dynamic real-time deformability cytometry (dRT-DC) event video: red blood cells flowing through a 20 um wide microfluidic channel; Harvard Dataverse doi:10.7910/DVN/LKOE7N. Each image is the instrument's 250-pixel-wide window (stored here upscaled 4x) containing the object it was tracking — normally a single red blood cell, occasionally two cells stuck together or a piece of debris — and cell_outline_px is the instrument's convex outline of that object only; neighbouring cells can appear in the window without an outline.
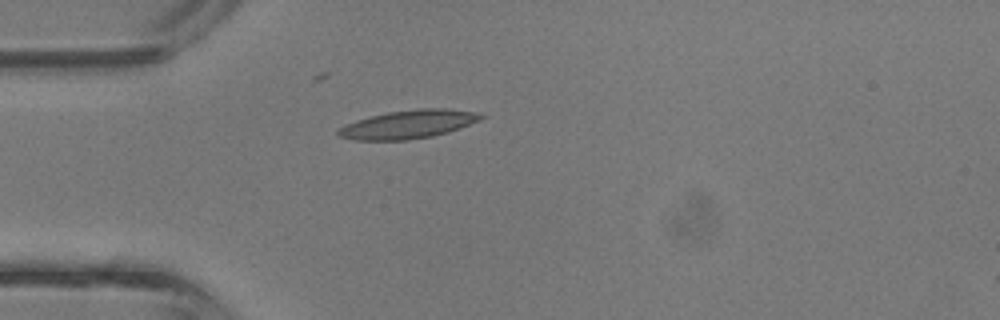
{"species": "common noctule bat (a hibernating species)", "species_latin": "Nyctalus noctula", "temperature_condition": "room temperature", "stored_images_in_passage": 3, "camera_frame_rate_fps": 3000, "um_per_image_px": 0.085, "animal": {"sex": "male", "body_mass_g": 13.3}, "frame": {"image": 1, "passage_image": 2, "time_ms": 0.333, "image_size_px": [1000, 320], "cell_outline_px": [[484, 116], [480, 120], [460, 128], [448, 132], [432, 136], [408, 140], [352, 140], [340, 136], [336, 132], [340, 128], [356, 120], [368, 116], [388, 112], [420, 108], [444, 108], [472, 112]], "centroid_in_image_um": [34.68, 10.57], "position_along_channel_um": 50.3, "area_um2": 23.41}}